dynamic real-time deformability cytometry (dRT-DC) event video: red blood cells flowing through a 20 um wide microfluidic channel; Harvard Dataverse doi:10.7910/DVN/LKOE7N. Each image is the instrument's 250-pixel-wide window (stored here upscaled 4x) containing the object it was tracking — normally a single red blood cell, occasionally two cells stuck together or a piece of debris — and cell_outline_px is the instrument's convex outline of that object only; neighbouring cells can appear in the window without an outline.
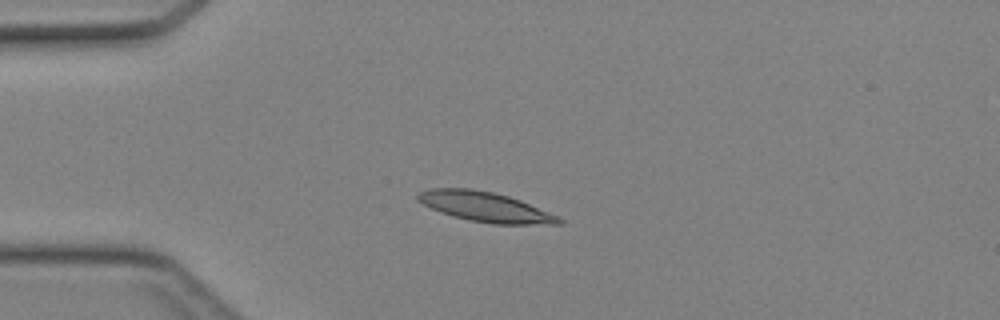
{"species": "Egyptian fruit bat (a non-hibernating species)", "species_latin": "Rousettus aegyptiacus", "temperature_condition": "cold", "stored_images_in_passage": 3, "camera_frame_rate_fps": 3000, "um_per_image_px": 0.085, "animal": {"sex": "female"}, "frame": {"image": 1, "passage_image": 3, "time_ms": 0.667, "image_size_px": [1000, 320], "cell_outline_px": [[564, 224], [496, 224], [468, 220], [452, 216], [432, 208], [416, 200], [416, 196], [420, 192], [432, 188], [472, 188], [492, 192], [508, 196], [520, 200], [556, 216], [564, 220]], "centroid_in_image_um": [41.22, 17.58], "position_along_channel_um": 43.8, "area_um2": 24.22}}